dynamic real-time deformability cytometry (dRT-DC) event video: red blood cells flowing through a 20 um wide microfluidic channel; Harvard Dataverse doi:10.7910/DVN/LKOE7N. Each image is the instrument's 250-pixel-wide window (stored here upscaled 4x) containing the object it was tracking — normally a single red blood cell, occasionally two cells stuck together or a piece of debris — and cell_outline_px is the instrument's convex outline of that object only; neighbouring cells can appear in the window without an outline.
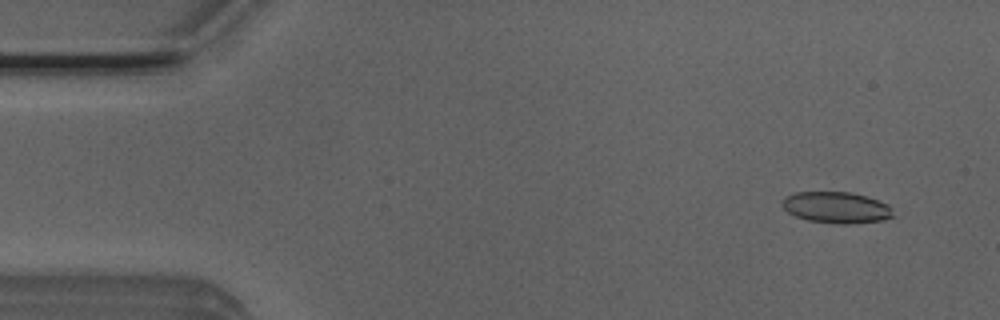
{"species": "Egyptian fruit bat (a non-hibernating species)", "species_latin": "Rousettus aegyptiacus", "temperature_condition": "room temperature", "stored_images_in_passage": 7, "camera_frame_rate_fps": 3000, "um_per_image_px": 0.085, "animal": {"sex": "male"}, "frame": {"image": 1, "passage_image": 4, "time_ms": 1.0, "image_size_px": [1000, 320], "cell_outline_px": [[892, 216], [880, 220], [848, 224], [836, 224], [808, 220], [796, 216], [788, 212], [780, 204], [780, 200], [796, 192], [848, 192], [868, 196], [888, 204], [892, 208]], "centroid_in_image_um": [71.07, 17.63], "position_along_channel_um": 13.9, "area_um2": 20.17}}